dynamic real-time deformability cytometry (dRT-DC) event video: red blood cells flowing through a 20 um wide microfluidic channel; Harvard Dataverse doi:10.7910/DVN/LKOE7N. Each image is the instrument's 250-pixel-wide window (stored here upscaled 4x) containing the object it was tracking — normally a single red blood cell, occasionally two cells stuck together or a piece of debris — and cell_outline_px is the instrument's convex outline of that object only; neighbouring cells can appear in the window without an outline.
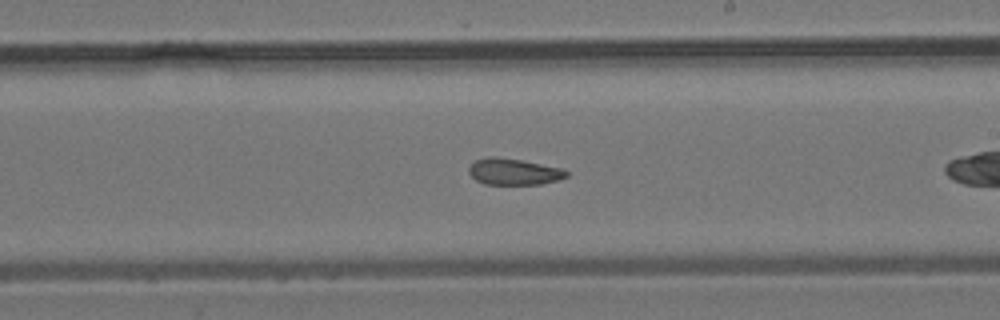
{"species": "common noctule bat (a hibernating species)", "species_latin": "Nyctalus noctula", "temperature_condition": "room temperature", "stored_images_in_passage": 25, "segment_of_instrument_passage": [2, 2], "camera_frame_rate_fps": 3000, "um_per_image_px": 0.085, "animal": {"sex": "male", "body_mass_g": 19.2, "forearm_length_mm": 51.8}, "frame": {"image": 1, "passage_image": 12, "time_ms": 3.667, "image_size_px": [1000, 320], "cell_outline_px": [[568, 176], [560, 180], [540, 184], [484, 184], [476, 180], [468, 172], [468, 168], [476, 160], [488, 156], [492, 156], [520, 160], [564, 168], [568, 172]], "centroid_in_image_um": [43.7, 14.6], "position_along_channel_um": 245.3, "area_um2": 15.03}}
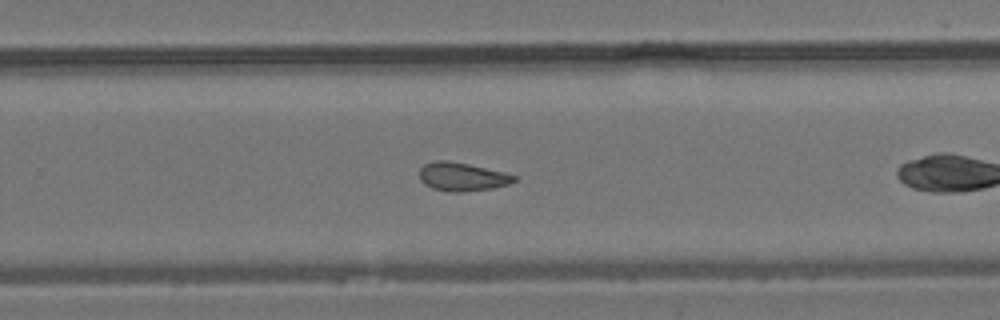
{"frame": {"image": 2, "passage_image": 15, "time_ms": 4.667, "image_size_px": [1000, 320], "cell_outline_px": [[516, 180], [508, 184], [492, 188], [460, 192], [448, 192], [432, 188], [424, 184], [420, 180], [420, 168], [424, 164], [436, 160], [448, 160], [468, 164], [504, 172], [516, 176]], "centroid_in_image_um": [39.25, 15.02], "position_along_channel_um": 290.6, "area_um2": 15.66}}
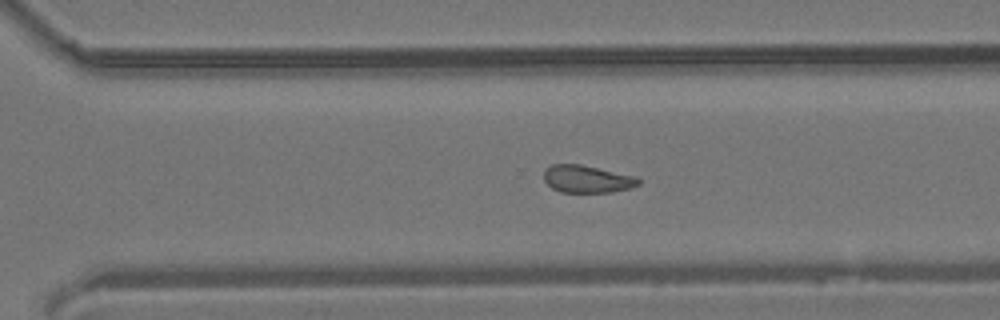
{"frame": {"image": 3, "passage_image": 17, "time_ms": 5.333, "image_size_px": [1000, 320], "cell_outline_px": [[640, 184], [632, 188], [612, 192], [560, 192], [552, 188], [544, 180], [544, 168], [552, 164], [580, 164], [636, 176], [640, 180]], "centroid_in_image_um": [49.9, 15.21], "position_along_channel_um": 320.7, "area_um2": 15.26}}